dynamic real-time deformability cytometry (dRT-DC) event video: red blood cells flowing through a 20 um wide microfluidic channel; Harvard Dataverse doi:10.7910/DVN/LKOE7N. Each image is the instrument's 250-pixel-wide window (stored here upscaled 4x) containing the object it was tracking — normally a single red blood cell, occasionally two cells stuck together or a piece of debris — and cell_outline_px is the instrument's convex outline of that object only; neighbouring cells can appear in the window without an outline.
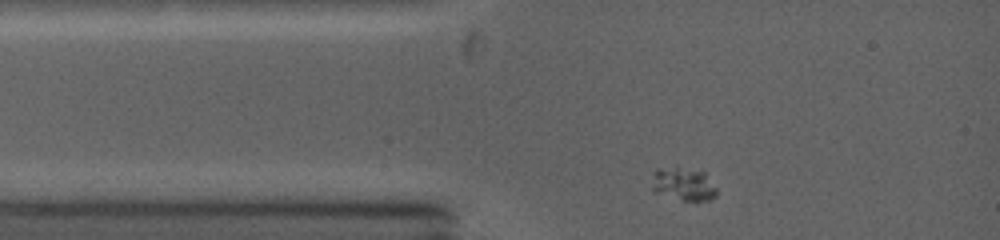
{"species": "common noctule bat (a hibernating species)", "species_latin": "Nyctalus noctula", "temperature_condition": "warm", "stored_images_in_passage": 35, "camera_frame_rate_fps": 5000, "um_per_image_px": 0.085, "animal": {"sex": "female", "body_mass_g": 19.0, "forearm_length_mm": 53.3}, "frame": {"image": 1, "passage_image": 1, "time_ms": 0.0, "image_size_px": [1000, 240], "cell_outline_px": [[716, 196], [712, 200], [696, 204], [652, 192], [652, 172], [656, 168], [676, 164], [704, 172], [716, 188]], "centroid_in_image_um": [58.06, 15.64], "position_along_channel_um": 26.9, "area_um2": 13.53}}
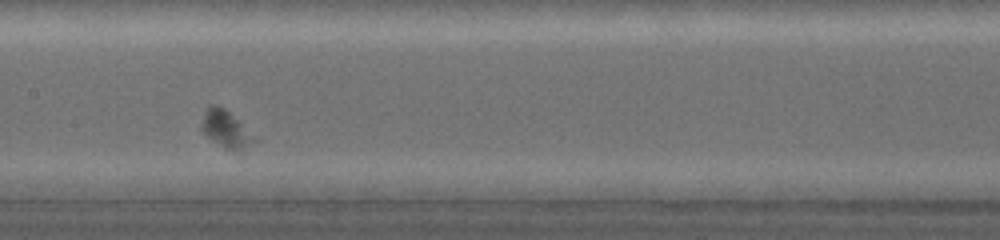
{"frame": {"image": 2, "passage_image": 15, "time_ms": 4.4, "image_size_px": [1000, 240], "cell_outline_px": [[256, 140], [240, 152], [224, 148], [208, 136], [200, 128], [200, 124], [208, 104], [212, 104], [224, 108]], "centroid_in_image_um": [19.13, 10.98], "position_along_channel_um": 188.3, "area_um2": 10.81}}
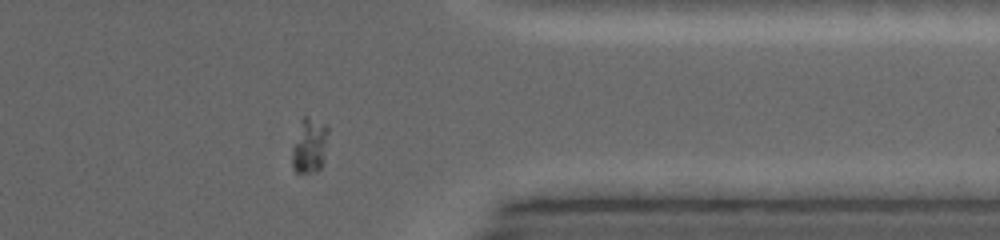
{"frame": {"image": 3, "passage_image": 30, "time_ms": 9.4, "image_size_px": [1000, 240], "cell_outline_px": [[328, 132], [320, 168], [316, 172], [296, 172], [292, 168], [292, 148], [300, 120], [304, 116], [328, 124]], "centroid_in_image_um": [26.28, 12.36], "position_along_channel_um": 385.1, "area_um2": 11.39}}